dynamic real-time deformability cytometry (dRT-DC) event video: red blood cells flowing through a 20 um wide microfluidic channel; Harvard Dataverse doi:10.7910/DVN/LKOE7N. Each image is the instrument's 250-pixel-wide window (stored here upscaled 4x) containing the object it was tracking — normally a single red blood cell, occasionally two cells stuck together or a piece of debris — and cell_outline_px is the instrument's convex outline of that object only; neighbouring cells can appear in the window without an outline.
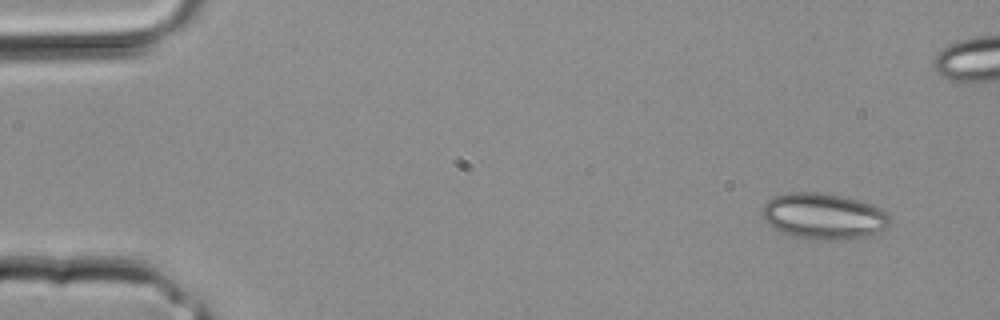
{"species": "common noctule bat (a hibernating species)", "species_latin": "Nyctalus noctula", "temperature_condition": "room temperature", "stored_images_in_passage": 3, "camera_frame_rate_fps": 3000, "um_per_image_px": 0.085, "animal": {"sex": "male", "body_mass_g": 20.4}, "frame": {"image": 1, "passage_image": 1, "time_ms": 0.0, "image_size_px": [1000, 320], "cell_outline_px": [[892, 220], [888, 228], [868, 236], [852, 240], [812, 240], [780, 232], [768, 224], [764, 220], [760, 212], [760, 208], [772, 196], [784, 192], [824, 192], [872, 204], [880, 208]], "centroid_in_image_um": [69.98, 18.38], "position_along_channel_um": 15.0, "area_um2": 34.91}}